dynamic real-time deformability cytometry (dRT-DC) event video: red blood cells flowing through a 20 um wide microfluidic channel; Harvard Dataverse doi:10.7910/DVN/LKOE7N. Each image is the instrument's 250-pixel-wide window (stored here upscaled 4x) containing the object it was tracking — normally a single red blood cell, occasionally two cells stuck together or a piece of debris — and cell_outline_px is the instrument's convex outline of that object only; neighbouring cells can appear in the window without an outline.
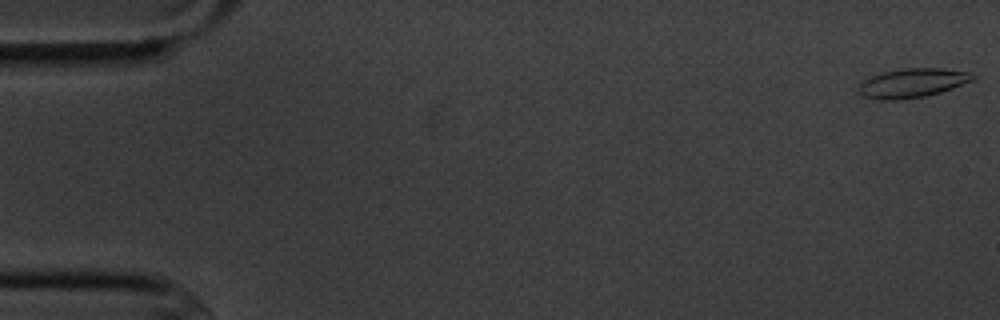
{"species": "common noctule bat (a hibernating species)", "species_latin": "Nyctalus noctula", "temperature_condition": "cold", "stored_images_in_passage": 5, "camera_frame_rate_fps": 3000, "um_per_image_px": 0.085, "animal": {"sex": "male", "body_mass_g": 20.1, "forearm_length_mm": 53.5}, "frame": {"image": 1, "passage_image": 1, "time_ms": 0.0, "image_size_px": [1000, 320], "cell_outline_px": [[976, 76], [972, 80], [952, 88], [940, 92], [924, 96], [900, 100], [876, 100], [864, 96], [856, 88], [856, 84], [872, 76], [884, 72], [904, 68], [944, 68], [972, 72]], "centroid_in_image_um": [77.52, 7.05], "position_along_channel_um": 7.5, "area_um2": 19.48}}